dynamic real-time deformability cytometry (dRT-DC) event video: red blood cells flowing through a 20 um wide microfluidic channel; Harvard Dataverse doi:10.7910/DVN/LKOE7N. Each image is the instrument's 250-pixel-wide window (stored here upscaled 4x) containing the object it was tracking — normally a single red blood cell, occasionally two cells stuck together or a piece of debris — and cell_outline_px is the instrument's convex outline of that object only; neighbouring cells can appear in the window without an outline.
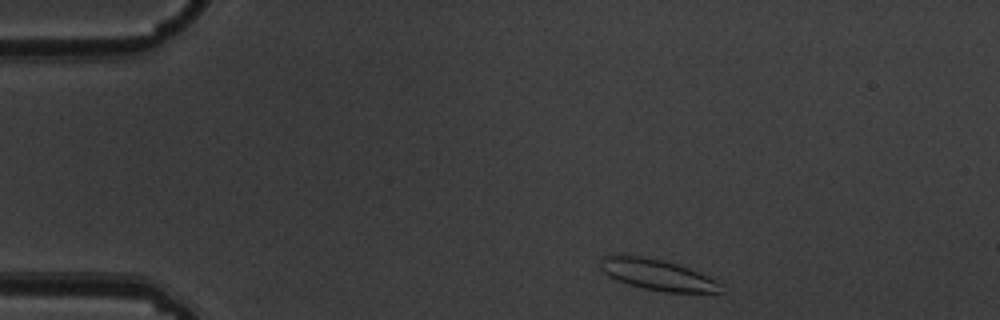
{"species": "common noctule bat (a hibernating species)", "species_latin": "Nyctalus noctula", "temperature_condition": "warm", "stored_images_in_passage": 3, "camera_frame_rate_fps": 3000, "um_per_image_px": 0.085, "animal": {"sex": "male", "body_mass_g": 19.5, "forearm_length_mm": 54.6}, "frame": {"image": 1, "passage_image": 1, "time_ms": 0.0, "image_size_px": [1000, 320], "cell_outline_px": [[720, 292], [664, 292], [644, 288], [628, 284], [616, 280], [608, 276], [600, 268], [600, 260], [604, 256], [612, 252], [620, 252], [660, 260], [676, 264], [688, 268], [716, 280], [720, 284]], "centroid_in_image_um": [55.74, 23.31], "position_along_channel_um": 29.3, "area_um2": 21.73}}